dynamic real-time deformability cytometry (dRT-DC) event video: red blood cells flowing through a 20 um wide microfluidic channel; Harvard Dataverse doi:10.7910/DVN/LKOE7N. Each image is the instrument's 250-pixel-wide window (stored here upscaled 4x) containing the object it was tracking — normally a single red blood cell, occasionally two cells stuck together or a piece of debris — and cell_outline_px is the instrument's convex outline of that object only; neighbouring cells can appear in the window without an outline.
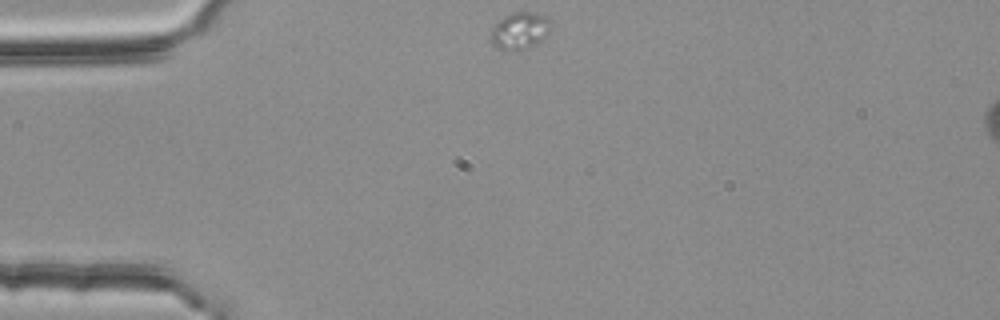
{"species": "common noctule bat (a hibernating species)", "species_latin": "Nyctalus noctula", "temperature_condition": "room temperature", "stored_images_in_passage": 9, "camera_frame_rate_fps": 3000, "um_per_image_px": 0.085, "animal": {"sex": "female", "body_mass_g": 25.1}, "frame": {"image": 1, "passage_image": 1, "time_ms": 0.0, "image_size_px": [1000, 320], "cell_outline_px": [[552, 28], [536, 44], [528, 48], [516, 52], [508, 52], [492, 44], [492, 28], [504, 16], [512, 12], [532, 12], [548, 16], [552, 20]], "centroid_in_image_um": [44.23, 2.62], "position_along_channel_um": 40.8, "area_um2": 13.12}}